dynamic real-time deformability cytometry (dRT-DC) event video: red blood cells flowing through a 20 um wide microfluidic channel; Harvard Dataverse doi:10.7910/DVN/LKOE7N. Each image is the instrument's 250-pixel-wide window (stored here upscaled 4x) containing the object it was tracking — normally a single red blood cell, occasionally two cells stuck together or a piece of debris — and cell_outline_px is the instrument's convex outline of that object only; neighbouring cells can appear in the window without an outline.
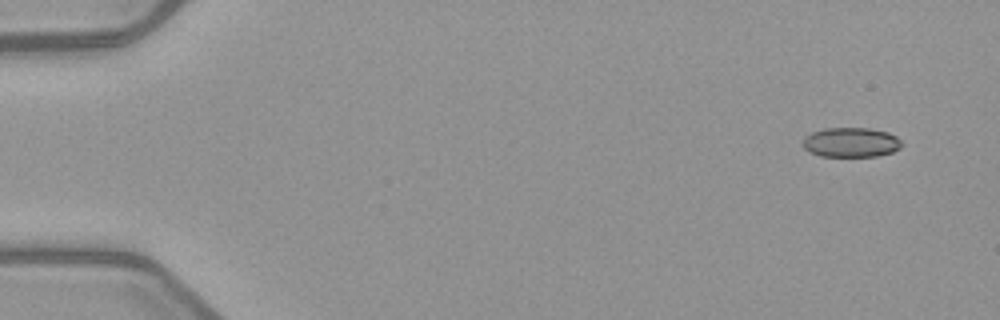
{"species": "common noctule bat (a hibernating species)", "species_latin": "Nyctalus noctula", "temperature_condition": "warm", "stored_images_in_passage": 7, "camera_frame_rate_fps": 3000, "um_per_image_px": 0.085, "animal": {"sex": "female", "body_mass_g": 21.9}, "frame": {"image": 1, "passage_image": 1, "time_ms": 0.0, "image_size_px": [1000, 320], "cell_outline_px": [[904, 144], [900, 148], [892, 152], [876, 156], [820, 156], [808, 152], [804, 148], [804, 136], [812, 132], [824, 128], [868, 128], [888, 132], [896, 136]], "centroid_in_image_um": [72.34, 12.1], "position_along_channel_um": 12.7, "area_um2": 17.17}}
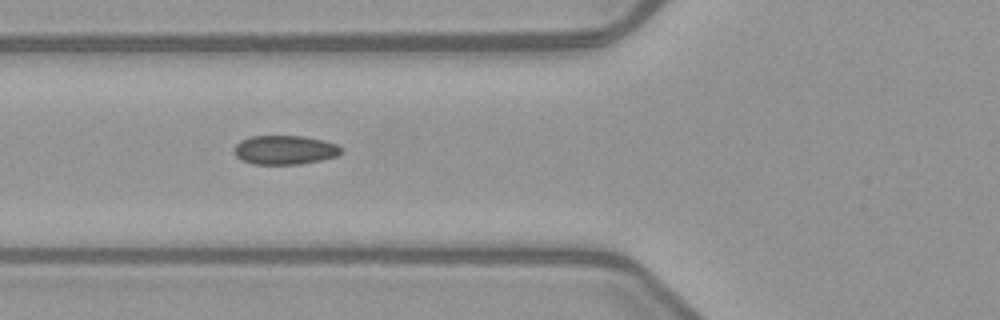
{"frame": {"image": 2, "passage_image": 6, "time_ms": 5.667, "image_size_px": [1000, 320], "cell_outline_px": [[344, 148], [336, 156], [320, 160], [300, 164], [252, 164], [240, 160], [236, 156], [236, 144], [240, 140], [252, 136], [304, 136], [324, 140], [336, 144]], "centroid_in_image_um": [24.21, 12.74], "position_along_channel_um": 101.6, "area_um2": 18.09}}
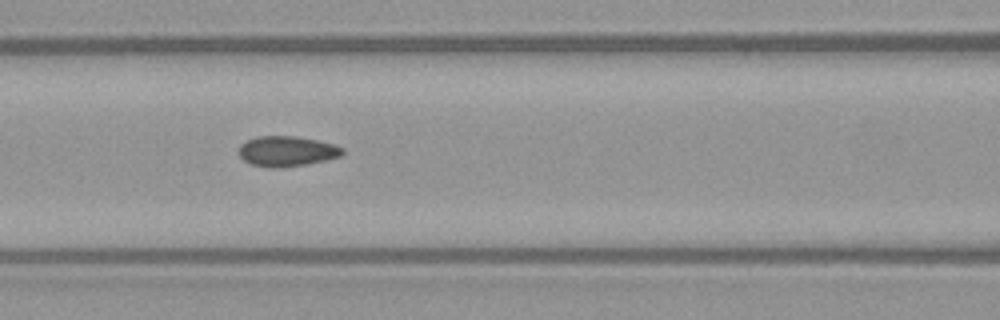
{"frame": {"image": 3, "passage_image": 7, "time_ms": 6.667, "image_size_px": [1000, 320], "cell_outline_px": [[344, 152], [340, 156], [324, 160], [304, 164], [272, 168], [268, 168], [252, 164], [244, 160], [240, 156], [240, 144], [256, 136], [296, 136], [336, 144], [344, 148]], "centroid_in_image_um": [24.39, 12.84], "position_along_channel_um": 142.2, "area_um2": 18.09}}